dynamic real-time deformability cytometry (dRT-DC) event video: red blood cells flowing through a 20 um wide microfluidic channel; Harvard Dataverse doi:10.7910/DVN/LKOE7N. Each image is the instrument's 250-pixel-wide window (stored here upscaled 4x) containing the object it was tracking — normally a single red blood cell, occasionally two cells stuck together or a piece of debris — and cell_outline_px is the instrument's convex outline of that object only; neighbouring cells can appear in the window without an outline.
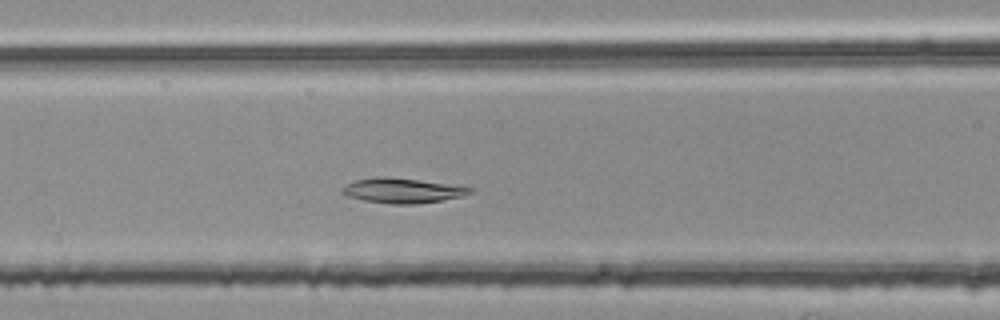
{"species": "common noctule bat (a hibernating species)", "species_latin": "Nyctalus noctula", "temperature_condition": "room temperature", "stored_images_in_passage": 44, "camera_frame_rate_fps": 3000, "um_per_image_px": 0.085, "animal": {"sex": "female", "body_mass_g": 25.1}, "frame": {"image": 1, "passage_image": 16, "time_ms": 5.0, "image_size_px": [1000, 320], "cell_outline_px": [[476, 188], [472, 192], [460, 196], [440, 200], [416, 204], [392, 204], [364, 200], [348, 196], [340, 192], [340, 188], [356, 180], [384, 176], [456, 184]], "centroid_in_image_um": [34.24, 16.19], "position_along_channel_um": 132.4, "area_um2": 18.5}}
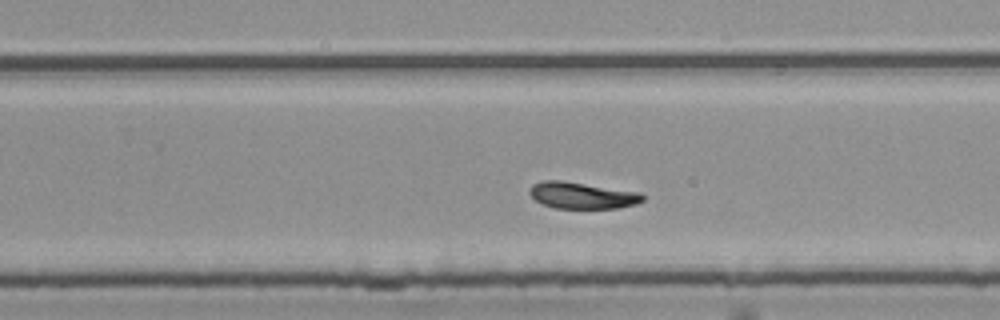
{"frame": {"image": 2, "passage_image": 28, "time_ms": 9.0, "image_size_px": [1000, 320], "cell_outline_px": [[644, 200], [636, 204], [620, 208], [556, 208], [544, 204], [536, 200], [528, 192], [528, 188], [532, 184], [540, 180], [560, 180], [640, 192], [644, 196]], "centroid_in_image_um": [49.47, 16.6], "position_along_channel_um": 280.3, "area_um2": 17.51}}
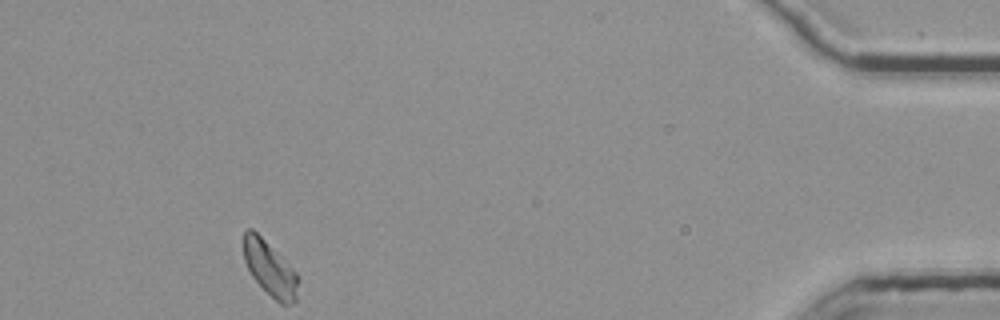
{"frame": {"image": 3, "passage_image": 44, "time_ms": 14.333, "image_size_px": [1000, 320], "cell_outline_px": [[296, 300], [292, 304], [280, 304], [252, 276], [244, 260], [244, 232], [248, 228], [252, 228], [296, 272]], "centroid_in_image_um": [22.91, 22.82], "position_along_channel_um": 412.3, "area_um2": 16.53}, "authors_computed_cell_mechanics": {"area_um2": 17.9758, "velocity_mm_per_s": 3.7098, "shape_relaxation_time_tau1_ms": 3.1978, "shape_relaxation_time_tau2_ms": null, "deformation_change_tau1": 0.0838, "deformation_change_tau2": null}}